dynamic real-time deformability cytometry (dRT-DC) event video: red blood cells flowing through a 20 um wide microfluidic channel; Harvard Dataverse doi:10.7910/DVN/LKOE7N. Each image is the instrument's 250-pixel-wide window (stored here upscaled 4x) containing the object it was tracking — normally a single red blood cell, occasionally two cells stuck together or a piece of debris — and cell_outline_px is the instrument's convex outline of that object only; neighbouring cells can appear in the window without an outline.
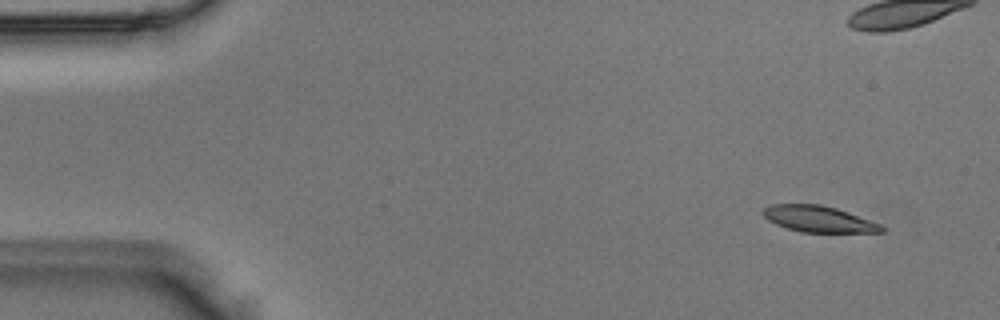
{"species": "Egyptian fruit bat (a non-hibernating species)", "species_latin": "Rousettus aegyptiacus", "temperature_condition": "room temperature", "stored_images_in_passage": 5, "segment_of_instrument_passage": [2, 2], "camera_frame_rate_fps": 3000, "um_per_image_px": 0.085, "animal": {"sex": "male"}, "frame": {"image": 1, "passage_image": 5, "time_ms": 1.333, "image_size_px": [1000, 320], "cell_outline_px": [[884, 232], [800, 232], [776, 224], [768, 220], [760, 212], [764, 208], [772, 204], [820, 204], [836, 208], [848, 212], [880, 224], [884, 228]], "centroid_in_image_um": [69.55, 18.61], "position_along_channel_um": 15.5, "area_um2": 17.98}}